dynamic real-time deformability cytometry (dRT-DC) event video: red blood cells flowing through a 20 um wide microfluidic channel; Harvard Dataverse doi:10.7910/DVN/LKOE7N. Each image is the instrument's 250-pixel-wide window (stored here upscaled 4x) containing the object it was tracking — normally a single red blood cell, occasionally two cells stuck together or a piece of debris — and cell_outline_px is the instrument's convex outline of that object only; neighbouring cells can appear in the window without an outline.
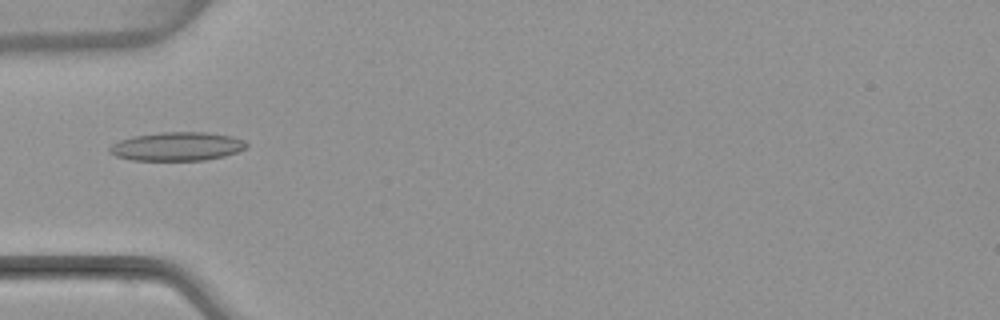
{"species": "common noctule bat (a hibernating species)", "species_latin": "Nyctalus noctula", "temperature_condition": "warm", "stored_images_in_passage": 1, "camera_frame_rate_fps": 3000, "um_per_image_px": 0.085, "animal": {"sex": "female", "body_mass_g": 22.7, "forearm_length_mm": 54.2}, "frame": {"image": 1, "passage_image": 1, "time_ms": 0.0, "image_size_px": [1000, 320], "cell_outline_px": [[248, 148], [224, 156], [204, 160], [132, 160], [116, 156], [108, 152], [108, 148], [112, 144], [120, 140], [132, 136], [160, 132], [204, 132], [232, 136], [244, 140], [248, 144]], "centroid_in_image_um": [15.05, 12.44], "position_along_channel_um": 70.0, "area_um2": 22.95}}